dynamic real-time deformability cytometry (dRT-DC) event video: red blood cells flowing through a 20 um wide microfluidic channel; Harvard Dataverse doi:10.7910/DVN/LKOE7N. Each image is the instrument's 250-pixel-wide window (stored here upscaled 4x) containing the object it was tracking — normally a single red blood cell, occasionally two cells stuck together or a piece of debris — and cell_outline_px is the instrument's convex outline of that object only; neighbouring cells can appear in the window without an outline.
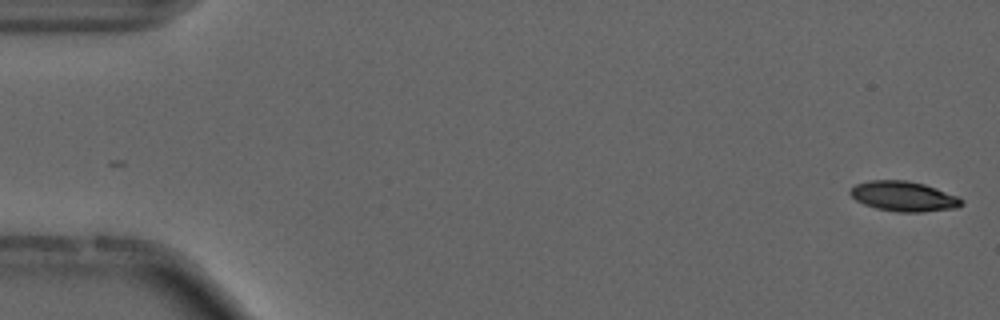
{"species": "common noctule bat (a hibernating species)", "species_latin": "Nyctalus noctula", "temperature_condition": "cold", "stored_images_in_passage": 54, "camera_frame_rate_fps": 3000, "um_per_image_px": 0.085, "animal": {"sex": "male", "forearm_length_mm": 52.5}, "frame": {"image": 1, "passage_image": 1, "time_ms": 0.0, "image_size_px": [1000, 320], "cell_outline_px": [[964, 204], [956, 208], [924, 212], [896, 212], [876, 208], [864, 204], [856, 200], [848, 192], [856, 184], [868, 180], [908, 180], [924, 184], [936, 188], [956, 196], [964, 200]], "centroid_in_image_um": [76.82, 16.69], "position_along_channel_um": 8.2, "area_um2": 19.54}}
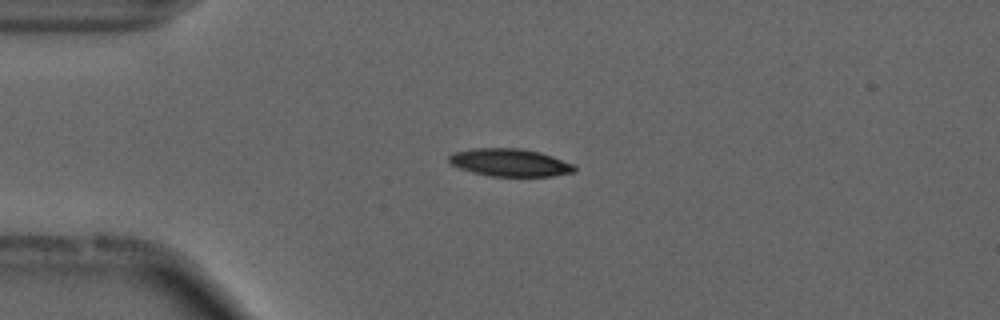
{"frame": {"image": 2, "passage_image": 13, "time_ms": 4.0, "image_size_px": [1000, 320], "cell_outline_px": [[576, 172], [552, 176], [488, 176], [472, 172], [460, 168], [452, 164], [448, 160], [448, 156], [452, 152], [472, 148], [520, 148], [540, 152], [576, 164]], "centroid_in_image_um": [43.36, 13.81], "position_along_channel_um": 41.6, "area_um2": 20.46}, "authors_computed_cell_mechanics": {"area_um2": 19.5942, "velocity_mm_per_s": 3.7188, "shape_relaxation_time_tau1_ms": 4.7369, "shape_relaxation_time_tau2_ms": null, "deformation_change_tau1": 0.155, "deformation_change_tau2": null}}